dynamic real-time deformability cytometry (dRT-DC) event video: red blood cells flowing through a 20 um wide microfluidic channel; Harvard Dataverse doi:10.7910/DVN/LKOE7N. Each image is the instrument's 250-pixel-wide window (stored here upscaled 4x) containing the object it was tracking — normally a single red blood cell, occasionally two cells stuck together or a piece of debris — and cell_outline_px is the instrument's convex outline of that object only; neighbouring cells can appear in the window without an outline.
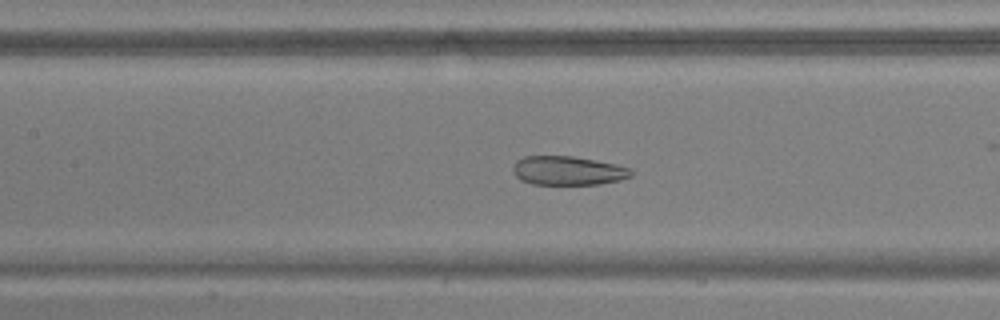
{"species": "common noctule bat (a hibernating species)", "species_latin": "Nyctalus noctula", "temperature_condition": "warm", "stored_images_in_passage": 44, "camera_frame_rate_fps": 3000, "um_per_image_px": 0.085, "animal": {"sex": "male", "body_mass_g": 17.9, "forearm_length_mm": 54.2}, "frame": {"image": 1, "passage_image": 25, "time_ms": 8.0, "image_size_px": [1000, 320], "cell_outline_px": [[632, 176], [620, 180], [600, 184], [532, 184], [516, 176], [512, 172], [512, 168], [516, 160], [524, 156], [572, 156], [616, 164], [632, 168]], "centroid_in_image_um": [48.29, 14.5], "position_along_channel_um": 159.1, "area_um2": 19.94}}
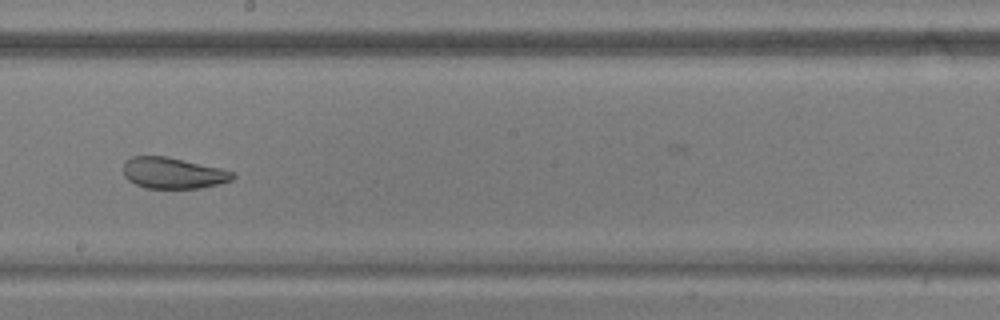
{"frame": {"image": 2, "passage_image": 31, "time_ms": 10.0, "image_size_px": [1000, 320], "cell_outline_px": [[236, 176], [232, 180], [220, 184], [200, 188], [148, 188], [136, 184], [128, 180], [124, 176], [124, 160], [132, 156], [168, 156], [220, 168], [236, 172]], "centroid_in_image_um": [14.73, 14.7], "position_along_channel_um": 233.5, "area_um2": 20.0}}
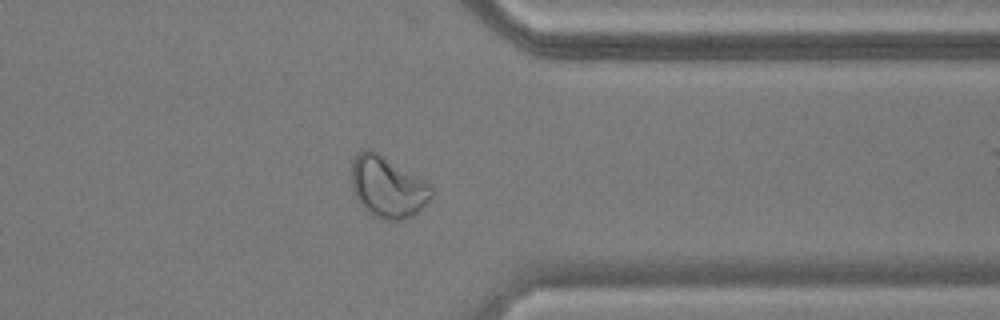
{"frame": {"image": 3, "passage_image": 43, "time_ms": 14.0, "image_size_px": [1000, 320], "cell_outline_px": [[432, 196], [424, 208], [412, 216], [404, 220], [384, 220], [372, 216], [360, 204], [352, 192], [352, 160], [360, 148], [372, 148], [432, 184]], "centroid_in_image_um": [32.95, 15.87], "position_along_channel_um": 378.5, "area_um2": 29.3}}